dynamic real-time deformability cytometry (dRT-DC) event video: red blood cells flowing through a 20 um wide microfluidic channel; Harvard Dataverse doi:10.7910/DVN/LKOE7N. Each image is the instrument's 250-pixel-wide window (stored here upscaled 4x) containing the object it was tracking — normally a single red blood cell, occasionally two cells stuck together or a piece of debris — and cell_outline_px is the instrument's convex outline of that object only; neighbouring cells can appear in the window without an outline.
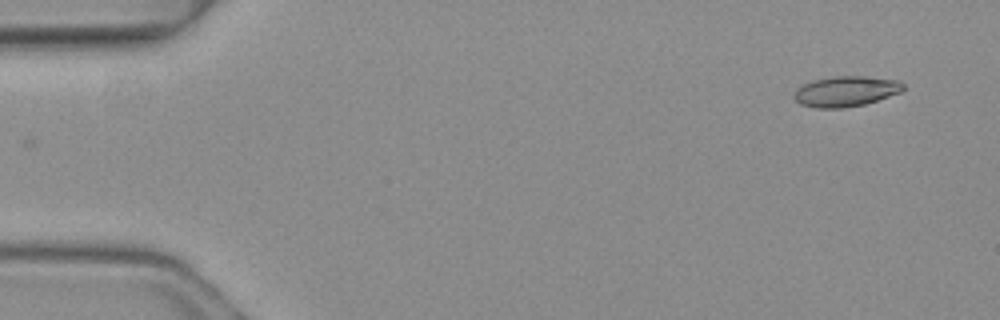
{"species": "common noctule bat (a hibernating species)", "species_latin": "Nyctalus noctula", "temperature_condition": "warm", "stored_images_in_passage": 4, "camera_frame_rate_fps": 3000, "um_per_image_px": 0.085, "animal": {"sex": "female", "body_mass_g": 19.3, "forearm_length_mm": 54.1}, "frame": {"image": 1, "passage_image": 1, "time_ms": 0.0, "image_size_px": [1000, 320], "cell_outline_px": [[904, 88], [900, 92], [864, 104], [844, 108], [816, 108], [800, 104], [792, 96], [796, 88], [812, 80], [832, 76], [864, 76], [900, 80], [904, 84]], "centroid_in_image_um": [71.86, 7.75], "position_along_channel_um": 13.1, "area_um2": 19.42}}
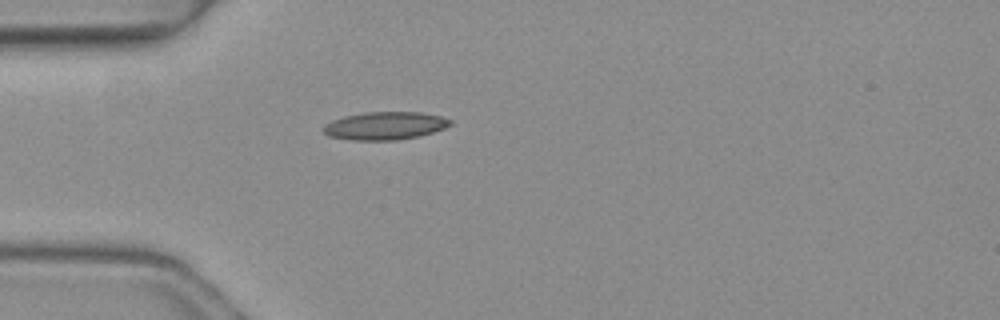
{"frame": {"image": 2, "passage_image": 4, "time_ms": 1.0, "image_size_px": [1000, 320], "cell_outline_px": [[452, 124], [444, 128], [432, 132], [416, 136], [396, 140], [352, 140], [328, 136], [324, 132], [324, 124], [332, 120], [344, 116], [364, 112], [420, 112], [440, 116], [452, 120]], "centroid_in_image_um": [32.7, 10.68], "position_along_channel_um": 52.3, "area_um2": 20.52}}